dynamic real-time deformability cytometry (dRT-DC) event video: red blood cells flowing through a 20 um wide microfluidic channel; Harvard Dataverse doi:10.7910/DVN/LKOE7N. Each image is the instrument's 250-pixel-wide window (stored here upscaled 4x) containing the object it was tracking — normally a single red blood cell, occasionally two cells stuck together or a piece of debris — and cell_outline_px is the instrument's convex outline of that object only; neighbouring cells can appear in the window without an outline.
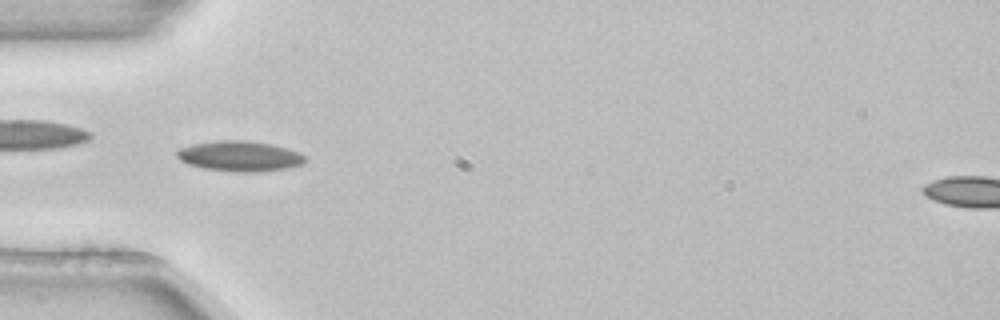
{"species": "common noctule bat (a hibernating species)", "species_latin": "Nyctalus noctula", "temperature_condition": "room temperature", "stored_images_in_passage": 6, "camera_frame_rate_fps": 3000, "um_per_image_px": 0.085, "animal": {"sex": "female", "body_mass_g": 22.7, "forearm_length_mm": 54.2}, "frame": {"image": 1, "passage_image": 5, "time_ms": 1.333, "image_size_px": [1000, 320], "cell_outline_px": [[304, 164], [288, 168], [256, 172], [236, 172], [204, 168], [188, 164], [180, 160], [176, 156], [176, 152], [180, 148], [192, 144], [220, 140], [244, 140], [272, 144], [288, 148], [304, 156]], "centroid_in_image_um": [20.36, 13.27], "position_along_channel_um": 64.6, "area_um2": 22.6}}